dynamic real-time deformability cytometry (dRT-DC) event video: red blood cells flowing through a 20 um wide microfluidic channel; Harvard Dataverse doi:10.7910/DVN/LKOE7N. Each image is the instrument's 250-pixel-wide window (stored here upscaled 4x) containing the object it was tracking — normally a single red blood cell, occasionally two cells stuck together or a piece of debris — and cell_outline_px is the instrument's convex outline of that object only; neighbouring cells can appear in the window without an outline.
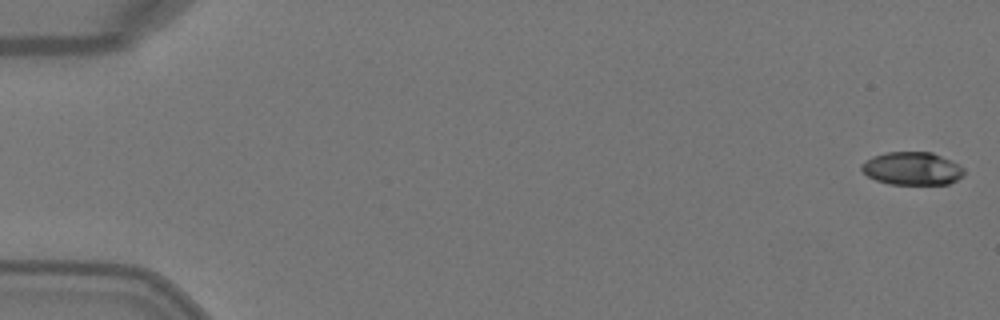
{"species": "Egyptian fruit bat (a non-hibernating species)", "species_latin": "Rousettus aegyptiacus", "temperature_condition": "warm", "stored_images_in_passage": 4, "segment_of_instrument_passage": [2, 2], "camera_frame_rate_fps": 3000, "um_per_image_px": 0.085, "animal": {"sex": "female"}, "frame": {"image": 1, "passage_image": 4, "time_ms": 1.0, "image_size_px": [1000, 320], "cell_outline_px": [[964, 176], [948, 184], [888, 184], [876, 180], [868, 176], [860, 168], [860, 164], [872, 156], [884, 152], [932, 152], [964, 168]], "centroid_in_image_um": [77.49, 14.32], "position_along_channel_um": 7.5, "area_um2": 19.65}}